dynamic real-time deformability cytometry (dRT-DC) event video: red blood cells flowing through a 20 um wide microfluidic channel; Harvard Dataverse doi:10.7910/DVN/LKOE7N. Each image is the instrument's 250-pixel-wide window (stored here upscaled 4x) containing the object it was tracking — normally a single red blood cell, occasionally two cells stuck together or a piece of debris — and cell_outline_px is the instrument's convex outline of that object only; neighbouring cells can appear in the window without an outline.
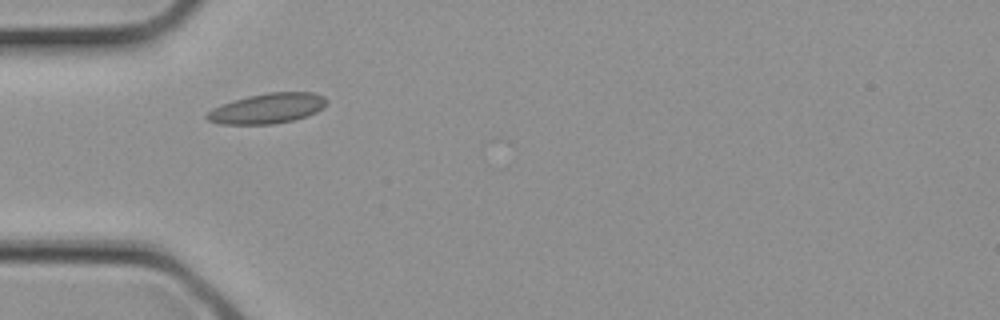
{"species": "common noctule bat (a hibernating species)", "species_latin": "Nyctalus noctula", "temperature_condition": "cold", "stored_images_in_passage": 3, "camera_frame_rate_fps": 3000, "um_per_image_px": 0.085, "animal": {"sex": "female", "body_mass_g": 21.9}, "frame": {"image": 1, "passage_image": 3, "time_ms": 0.667, "image_size_px": [1000, 320], "cell_outline_px": [[328, 104], [316, 112], [292, 120], [272, 124], [220, 124], [208, 120], [204, 116], [212, 108], [232, 100], [248, 96], [268, 92], [312, 92], [324, 96], [328, 100]], "centroid_in_image_um": [22.72, 9.2], "position_along_channel_um": 62.3, "area_um2": 21.04}}